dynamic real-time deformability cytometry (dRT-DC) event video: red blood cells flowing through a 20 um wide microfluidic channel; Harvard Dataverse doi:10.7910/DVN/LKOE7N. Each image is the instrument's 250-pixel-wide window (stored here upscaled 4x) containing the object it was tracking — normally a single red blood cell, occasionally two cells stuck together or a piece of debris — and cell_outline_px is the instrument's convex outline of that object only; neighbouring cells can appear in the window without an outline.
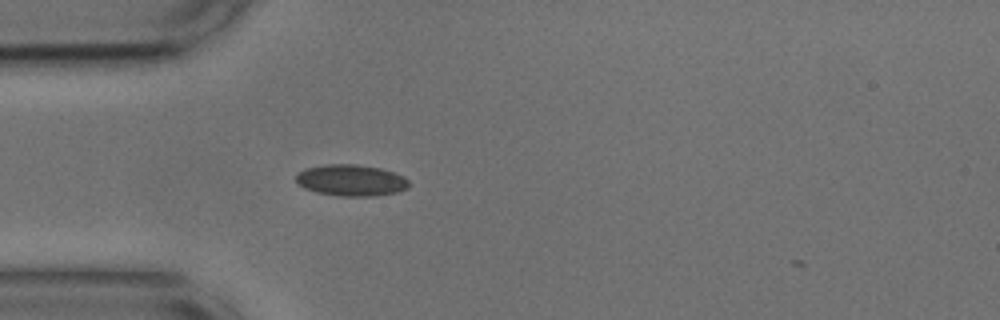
{"species": "common noctule bat (a hibernating species)", "species_latin": "Nyctalus noctula", "temperature_condition": "cold", "stored_images_in_passage": 43, "camera_frame_rate_fps": 3000, "um_per_image_px": 0.085, "animal": {"sex": "male", "body_mass_g": 17.9, "forearm_length_mm": 54.2}, "frame": {"image": 1, "passage_image": 5, "time_ms": 1.333, "image_size_px": [1000, 320], "cell_outline_px": [[408, 188], [396, 192], [376, 196], [340, 196], [316, 192], [304, 188], [296, 180], [296, 176], [304, 168], [324, 164], [356, 164], [380, 168], [404, 176], [408, 180]], "centroid_in_image_um": [29.84, 15.32], "position_along_channel_um": 55.2, "area_um2": 20.63}, "authors_computed_cell_mechanics": {"area_um2": 18.9584, "velocity_mm_per_s": 3.6688, "shape_relaxation_time_tau1_ms": null, "shape_relaxation_time_tau2_ms": 1.53, "deformation_change_tau1": null, "deformation_change_tau2": 0.0624}}